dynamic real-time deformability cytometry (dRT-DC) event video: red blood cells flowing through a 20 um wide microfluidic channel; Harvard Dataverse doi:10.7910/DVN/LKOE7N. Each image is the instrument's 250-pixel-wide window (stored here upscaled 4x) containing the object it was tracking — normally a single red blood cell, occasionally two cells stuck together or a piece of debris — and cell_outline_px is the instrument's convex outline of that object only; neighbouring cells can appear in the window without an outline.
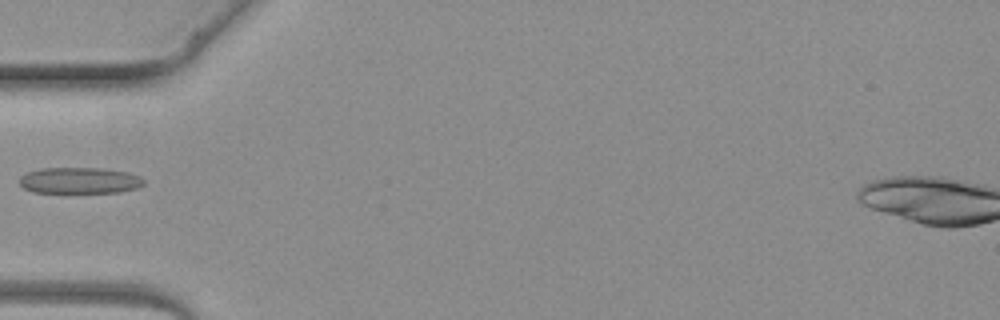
{"species": "common noctule bat (a hibernating species)", "species_latin": "Nyctalus noctula", "temperature_condition": "warm", "stored_images_in_passage": 4, "camera_frame_rate_fps": 3000, "um_per_image_px": 0.085, "animal": {"sex": "female", "body_mass_g": 19.3, "forearm_length_mm": 54.1}, "frame": {"image": 1, "passage_image": 4, "time_ms": 3.333, "image_size_px": [1000, 320], "cell_outline_px": [[144, 184], [136, 188], [120, 192], [32, 192], [24, 188], [20, 184], [20, 176], [28, 172], [40, 168], [104, 168], [128, 172], [140, 176], [144, 180]], "centroid_in_image_um": [6.77, 15.33], "position_along_channel_um": 78.2, "area_um2": 18.96}}